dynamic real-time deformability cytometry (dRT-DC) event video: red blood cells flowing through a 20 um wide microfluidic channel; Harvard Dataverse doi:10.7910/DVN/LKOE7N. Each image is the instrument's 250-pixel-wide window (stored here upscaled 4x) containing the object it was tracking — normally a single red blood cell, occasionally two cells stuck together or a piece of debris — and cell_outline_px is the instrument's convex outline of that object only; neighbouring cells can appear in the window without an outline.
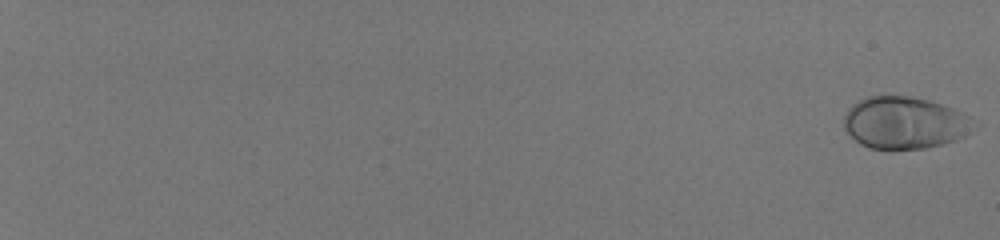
{"species": "human", "species_latin": "Homo sapiens", "temperature_condition": "room temperature", "stored_images_in_passage": 57, "camera_frame_rate_fps": 3000, "um_per_image_px": 0.085, "donor": {"sex": "male"}, "frame": {"image": 1, "passage_image": 1, "time_ms": 0.0, "image_size_px": [1000, 240], "cell_outline_px": [[984, 124], [972, 132], [956, 140], [924, 148], [868, 148], [860, 144], [844, 128], [844, 116], [848, 108], [852, 104], [868, 96], [880, 92], [908, 96], [932, 100], [956, 108], [964, 112]], "centroid_in_image_um": [76.99, 10.38], "position_along_channel_um": 8.0, "area_um2": 40.69}}
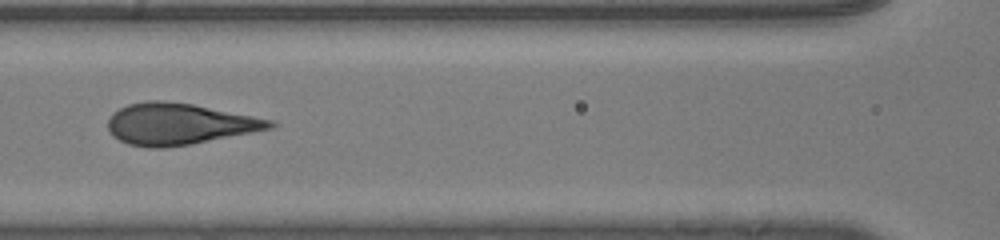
{"frame": {"image": 2, "passage_image": 33, "time_ms": 10.667, "image_size_px": [1000, 240], "cell_outline_px": [[276, 124], [272, 128], [192, 144], [164, 148], [148, 148], [128, 144], [112, 136], [108, 128], [108, 120], [112, 112], [128, 104], [148, 100], [160, 100], [192, 104], [272, 120]], "centroid_in_image_um": [15.16, 10.54], "position_along_channel_um": 151.4, "area_um2": 38.9}}
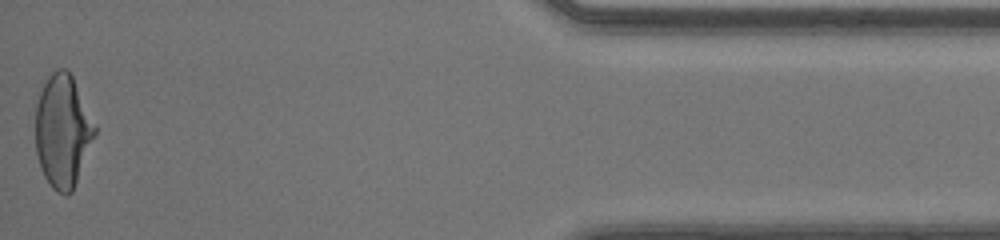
{"frame": {"image": 3, "passage_image": 57, "time_ms": 18.667, "image_size_px": [1000, 240], "cell_outline_px": [[96, 136], [72, 192], [68, 196], [64, 196], [56, 192], [52, 188], [44, 176], [40, 168], [36, 152], [36, 104], [40, 92], [48, 76], [56, 68], [64, 68], [72, 76], [96, 128]], "centroid_in_image_um": [5.32, 11.19], "position_along_channel_um": 429.9, "area_um2": 38.9}, "authors_computed_cell_mechanics": {"area_um2": 39.015, "velocity_mm_per_s": 4.147, "shape_relaxation_time_tau1_ms": 4.2537, "shape_relaxation_time_tau2_ms": null, "deformation_change_tau1": 0.1982, "deformation_change_tau2": null}}